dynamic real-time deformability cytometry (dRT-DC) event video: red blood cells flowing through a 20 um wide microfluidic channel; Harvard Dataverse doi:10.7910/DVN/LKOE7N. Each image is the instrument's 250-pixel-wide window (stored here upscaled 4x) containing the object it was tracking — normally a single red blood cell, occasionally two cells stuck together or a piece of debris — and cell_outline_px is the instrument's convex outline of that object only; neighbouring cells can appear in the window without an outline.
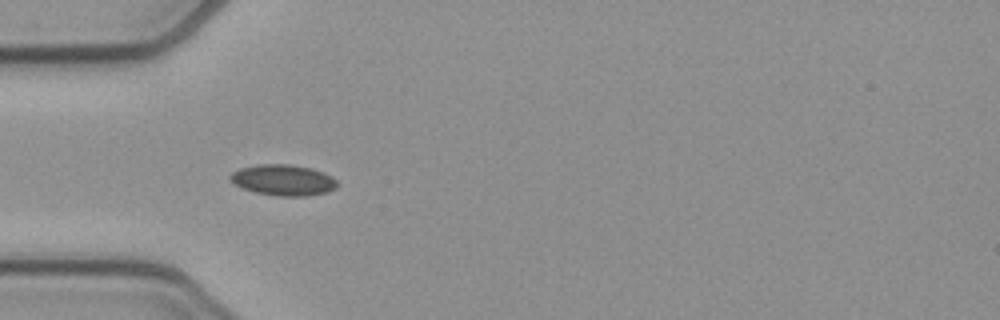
{"species": "common noctule bat (a hibernating species)", "species_latin": "Nyctalus noctula", "temperature_condition": "cold", "stored_images_in_passage": 38, "camera_frame_rate_fps": 3000, "um_per_image_px": 0.085, "animal": {"sex": "female", "body_mass_g": 21.9}, "frame": {"image": 1, "passage_image": 1, "time_ms": 0.0, "image_size_px": [1000, 320], "cell_outline_px": [[336, 188], [328, 192], [308, 196], [276, 196], [256, 192], [244, 188], [236, 184], [228, 176], [232, 172], [240, 168], [256, 164], [288, 164], [312, 168], [324, 172], [332, 176], [336, 180]], "centroid_in_image_um": [24.1, 15.3], "position_along_channel_um": 60.9, "area_um2": 19.31}}
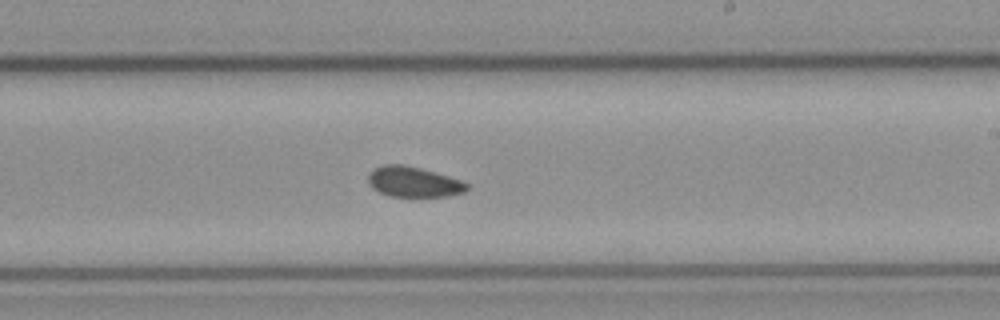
{"frame": {"image": 2, "passage_image": 16, "time_ms": 5.0, "image_size_px": [1000, 320], "cell_outline_px": [[468, 188], [464, 192], [448, 196], [388, 196], [372, 188], [368, 184], [368, 176], [372, 168], [384, 164], [404, 164], [436, 172], [464, 180], [468, 184]], "centroid_in_image_um": [35.15, 15.44], "position_along_channel_um": 253.9, "area_um2": 17.69}}
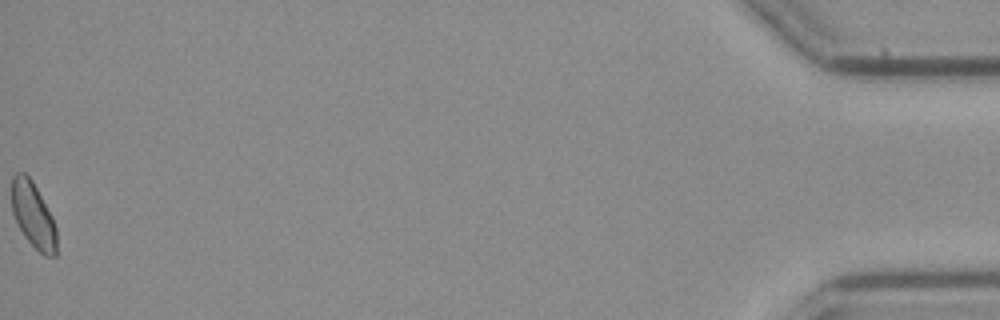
{"frame": {"image": 3, "passage_image": 38, "time_ms": 12.333, "image_size_px": [1000, 320], "cell_outline_px": [[56, 256], [44, 256], [24, 236], [12, 212], [12, 176], [16, 172], [24, 172], [32, 180], [52, 216], [56, 228]], "centroid_in_image_um": [2.82, 18.27], "position_along_channel_um": 432.4, "area_um2": 16.99}}